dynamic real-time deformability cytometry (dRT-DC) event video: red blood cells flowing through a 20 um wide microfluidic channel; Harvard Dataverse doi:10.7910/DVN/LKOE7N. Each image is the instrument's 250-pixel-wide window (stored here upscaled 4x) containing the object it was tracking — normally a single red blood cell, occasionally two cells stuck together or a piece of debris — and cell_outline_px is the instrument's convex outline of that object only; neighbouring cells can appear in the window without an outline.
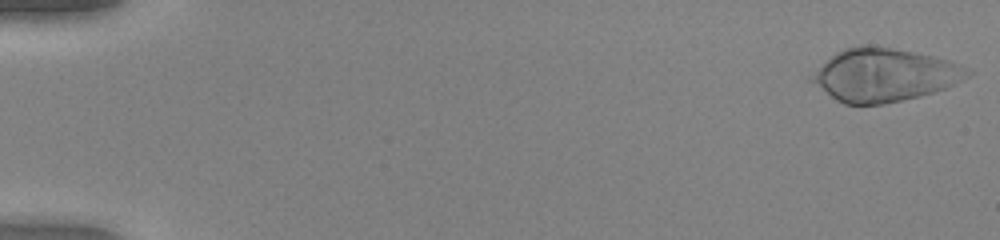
{"species": "human", "species_latin": "Homo sapiens", "temperature_condition": "warm", "stored_images_in_passage": 51, "camera_frame_rate_fps": 3000, "um_per_image_px": 0.085, "donor": {"sex": "female"}, "frame": {"image": 1, "passage_image": 1, "time_ms": 0.0, "image_size_px": [1000, 240], "cell_outline_px": [[972, 72], [968, 76], [944, 88], [920, 96], [884, 104], [844, 104], [836, 100], [808, 80], [808, 76], [836, 52], [844, 48], [892, 48], [932, 56], [948, 60], [960, 64], [968, 68]], "centroid_in_image_um": [75.13, 6.4], "position_along_channel_um": 9.9, "area_um2": 47.05}}
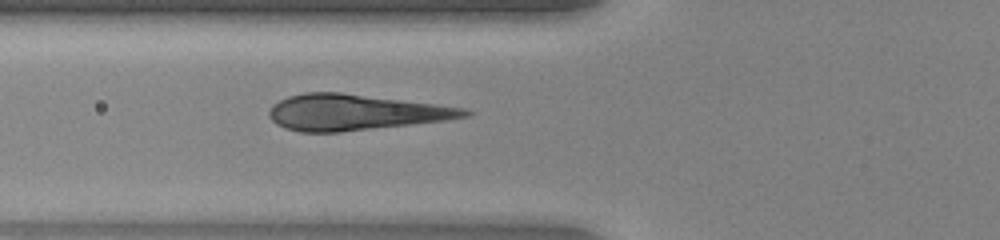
{"frame": {"image": 2, "passage_image": 20, "time_ms": 6.333, "image_size_px": [1000, 240], "cell_outline_px": [[472, 116], [448, 120], [340, 132], [300, 132], [284, 128], [276, 124], [268, 116], [268, 112], [272, 104], [288, 96], [304, 92], [340, 92], [436, 104], [464, 108], [472, 112]], "centroid_in_image_um": [30.16, 9.55], "position_along_channel_um": 95.6, "area_um2": 40.92}}
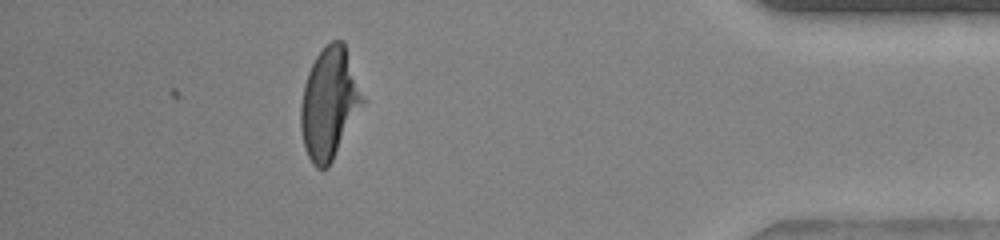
{"frame": {"image": 3, "passage_image": 46, "time_ms": 15.0, "image_size_px": [1000, 240], "cell_outline_px": [[364, 100], [328, 168], [316, 168], [312, 164], [304, 148], [300, 128], [300, 104], [304, 84], [308, 72], [316, 56], [332, 40], [344, 40]], "centroid_in_image_um": [27.94, 8.78], "position_along_channel_um": 407.3, "area_um2": 39.42}}